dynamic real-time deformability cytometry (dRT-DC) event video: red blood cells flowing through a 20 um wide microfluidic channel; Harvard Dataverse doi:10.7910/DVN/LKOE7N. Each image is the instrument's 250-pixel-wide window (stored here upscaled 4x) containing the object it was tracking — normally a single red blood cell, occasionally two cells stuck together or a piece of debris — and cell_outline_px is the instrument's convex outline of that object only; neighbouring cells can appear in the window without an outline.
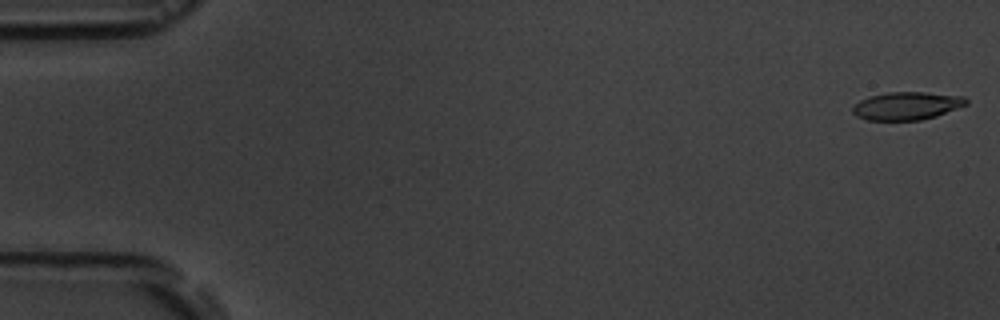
{"species": "common noctule bat (a hibernating species)", "species_latin": "Nyctalus noctula", "temperature_condition": "room temperature", "stored_images_in_passage": 9, "camera_frame_rate_fps": 3000, "um_per_image_px": 0.085, "animal": {"sex": "male", "body_mass_g": 19.5, "forearm_length_mm": 54.6}, "frame": {"image": 1, "passage_image": 1, "time_ms": 0.0, "image_size_px": [1000, 320], "cell_outline_px": [[968, 104], [936, 116], [920, 120], [868, 120], [856, 116], [852, 112], [852, 108], [860, 100], [868, 96], [888, 92], [924, 92], [964, 96], [968, 100]], "centroid_in_image_um": [77.07, 8.99], "position_along_channel_um": 7.9, "area_um2": 18.5}}
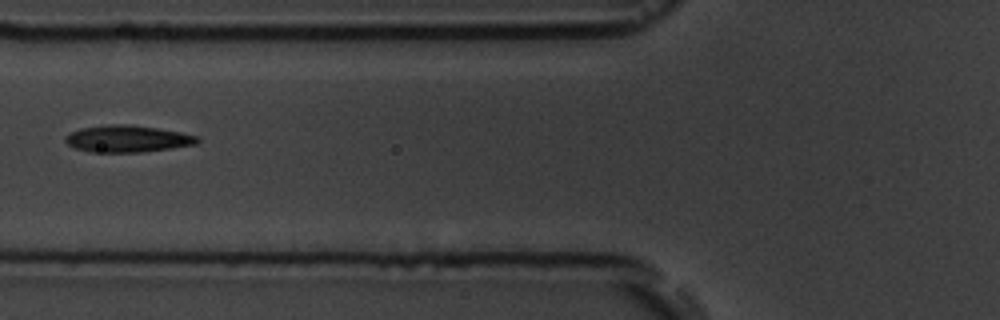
{"frame": {"image": 2, "passage_image": 7, "time_ms": 7.0, "image_size_px": [1000, 320], "cell_outline_px": [[200, 140], [196, 144], [172, 148], [140, 152], [92, 152], [76, 148], [68, 144], [64, 140], [64, 136], [80, 128], [108, 124], [132, 124], [180, 132], [200, 136]], "centroid_in_image_um": [10.84, 11.79], "position_along_channel_um": 115.0, "area_um2": 20.69}}
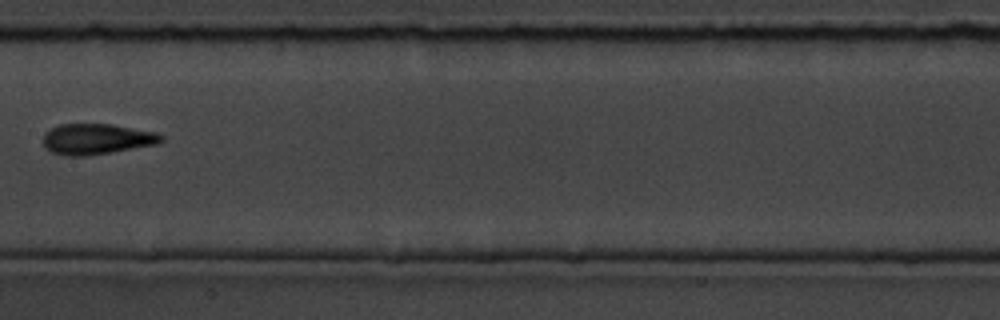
{"frame": {"image": 3, "passage_image": 9, "time_ms": 9.333, "image_size_px": [1000, 320], "cell_outline_px": [[164, 140], [160, 144], [88, 156], [64, 156], [52, 152], [44, 148], [44, 132], [60, 124], [112, 124], [156, 132], [164, 136]], "centroid_in_image_um": [8.24, 11.83], "position_along_channel_um": 199.2, "area_um2": 21.39}}